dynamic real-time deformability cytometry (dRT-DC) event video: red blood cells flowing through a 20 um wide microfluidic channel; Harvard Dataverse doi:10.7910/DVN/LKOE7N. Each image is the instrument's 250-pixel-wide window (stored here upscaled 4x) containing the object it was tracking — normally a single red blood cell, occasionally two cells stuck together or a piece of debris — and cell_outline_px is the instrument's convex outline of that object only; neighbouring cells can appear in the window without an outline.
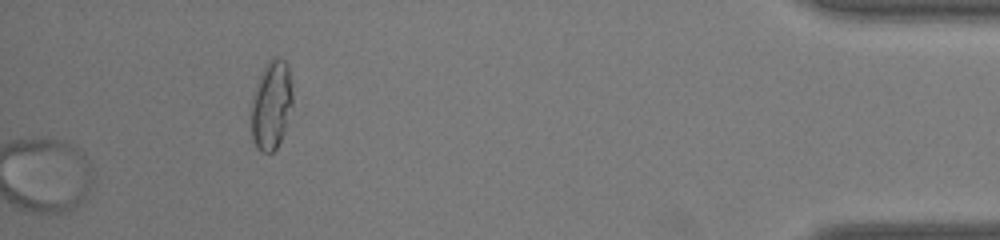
{"species": "common noctule bat (a hibernating species)", "species_latin": "Nyctalus noctula", "temperature_condition": "warm", "stored_images_in_passage": 47, "segment_of_instrument_passage": [2, 2], "camera_frame_rate_fps": 3000, "um_per_image_px": 0.085, "animal": {"sex": "male", "body_mass_g": 19.0, "forearm_length_mm": 50.8}, "frame": {"image": 1, "passage_image": 47, "time_ms": 15.333, "image_size_px": [1000, 240], "cell_outline_px": [[292, 104], [284, 132], [276, 148], [272, 152], [260, 152], [256, 148], [252, 140], [252, 100], [256, 84], [268, 60], [284, 60], [288, 64], [292, 80]], "centroid_in_image_um": [23.07, 8.95], "position_along_channel_um": 412.1, "area_um2": 21.21}}